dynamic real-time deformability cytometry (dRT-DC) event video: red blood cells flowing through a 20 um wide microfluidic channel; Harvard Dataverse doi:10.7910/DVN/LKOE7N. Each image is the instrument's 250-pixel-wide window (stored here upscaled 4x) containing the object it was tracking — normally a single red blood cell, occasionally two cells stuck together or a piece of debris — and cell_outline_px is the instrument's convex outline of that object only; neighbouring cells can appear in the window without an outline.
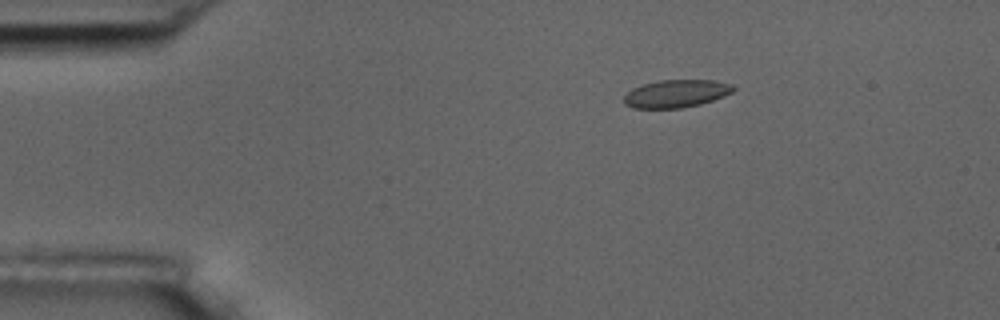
{"species": "common noctule bat (a hibernating species)", "species_latin": "Nyctalus noctula", "temperature_condition": "room temperature", "stored_images_in_passage": 4, "camera_frame_rate_fps": 3000, "um_per_image_px": 0.085, "animal": {"sex": "male", "body_mass_g": 17.5, "forearm_length_mm": 52.3}, "frame": {"image": 1, "passage_image": 2, "time_ms": 2.0, "image_size_px": [1000, 320], "cell_outline_px": [[736, 88], [732, 92], [724, 96], [700, 104], [680, 108], [632, 108], [624, 104], [624, 96], [632, 88], [644, 84], [660, 80], [716, 80], [732, 84]], "centroid_in_image_um": [57.48, 7.95], "position_along_channel_um": 27.5, "area_um2": 17.69}}